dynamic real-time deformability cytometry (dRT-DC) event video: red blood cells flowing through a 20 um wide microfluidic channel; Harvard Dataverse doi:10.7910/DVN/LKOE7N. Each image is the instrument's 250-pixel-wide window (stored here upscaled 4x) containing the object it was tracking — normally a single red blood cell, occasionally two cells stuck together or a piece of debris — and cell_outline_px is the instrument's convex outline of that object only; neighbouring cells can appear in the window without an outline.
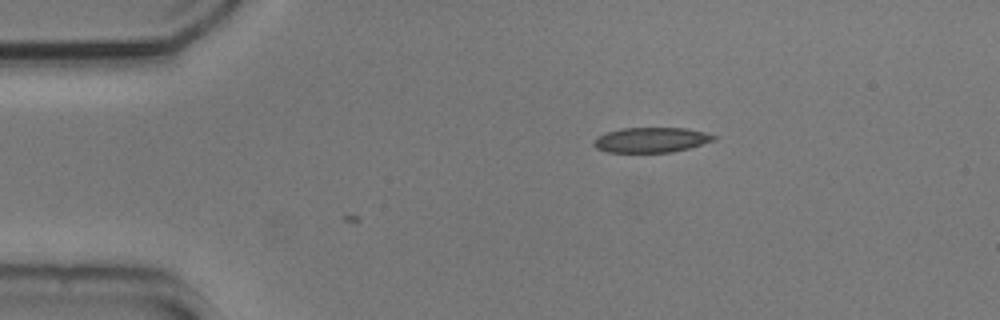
{"species": "common noctule bat (a hibernating species)", "species_latin": "Nyctalus noctula", "temperature_condition": "cold", "stored_images_in_passage": 2, "camera_frame_rate_fps": 3000, "um_per_image_px": 0.085, "animal": {"sex": "male", "body_mass_g": 20.5, "forearm_length_mm": 52.5}, "frame": {"image": 1, "passage_image": 1, "time_ms": 0.0, "image_size_px": [1000, 320], "cell_outline_px": [[716, 140], [688, 148], [672, 152], [608, 152], [596, 148], [592, 144], [592, 140], [596, 136], [620, 128], [684, 128], [704, 132], [716, 136]], "centroid_in_image_um": [55.31, 11.89], "position_along_channel_um": 29.7, "area_um2": 17.51}}